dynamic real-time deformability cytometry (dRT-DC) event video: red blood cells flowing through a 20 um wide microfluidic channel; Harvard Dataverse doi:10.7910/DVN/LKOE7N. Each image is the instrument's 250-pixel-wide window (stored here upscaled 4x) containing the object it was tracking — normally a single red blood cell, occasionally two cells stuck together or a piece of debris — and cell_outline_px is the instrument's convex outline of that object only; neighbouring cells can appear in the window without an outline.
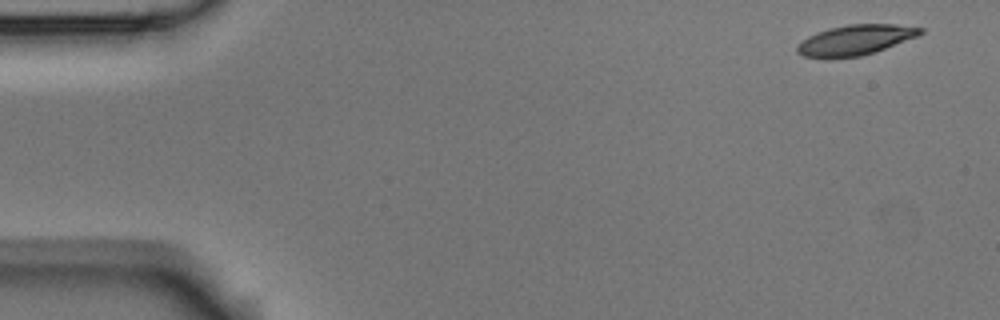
{"species": "Egyptian fruit bat (a non-hibernating species)", "species_latin": "Rousettus aegyptiacus", "temperature_condition": "room temperature", "stored_images_in_passage": 4, "camera_frame_rate_fps": 3000, "um_per_image_px": 0.085, "animal": {"sex": "male"}, "frame": {"image": 1, "passage_image": 1, "time_ms": 0.0, "image_size_px": [1000, 320], "cell_outline_px": [[924, 32], [916, 36], [884, 48], [860, 56], [804, 56], [796, 52], [796, 44], [808, 36], [816, 32], [828, 28], [848, 24], [896, 24], [924, 28]], "centroid_in_image_um": [72.69, 3.36], "position_along_channel_um": 12.3, "area_um2": 21.1}}
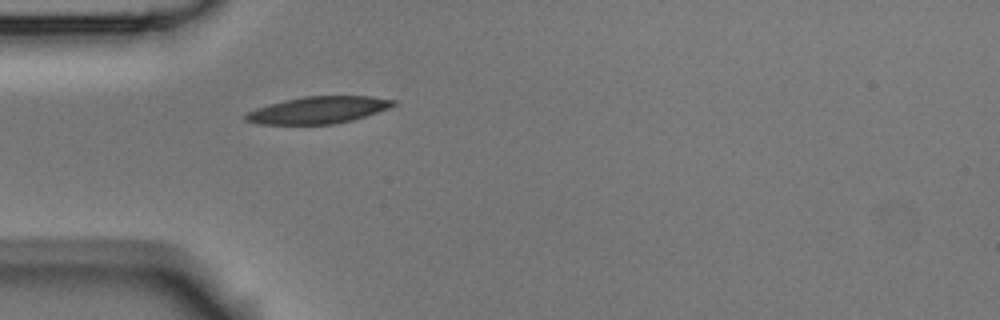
{"frame": {"image": 2, "passage_image": 4, "time_ms": 1.0, "image_size_px": [1000, 320], "cell_outline_px": [[396, 104], [388, 108], [352, 120], [332, 124], [260, 124], [244, 120], [244, 116], [248, 112], [256, 108], [284, 100], [304, 96], [372, 96], [396, 100]], "centroid_in_image_um": [27.04, 9.34], "position_along_channel_um": 58.0, "area_um2": 23.0}}